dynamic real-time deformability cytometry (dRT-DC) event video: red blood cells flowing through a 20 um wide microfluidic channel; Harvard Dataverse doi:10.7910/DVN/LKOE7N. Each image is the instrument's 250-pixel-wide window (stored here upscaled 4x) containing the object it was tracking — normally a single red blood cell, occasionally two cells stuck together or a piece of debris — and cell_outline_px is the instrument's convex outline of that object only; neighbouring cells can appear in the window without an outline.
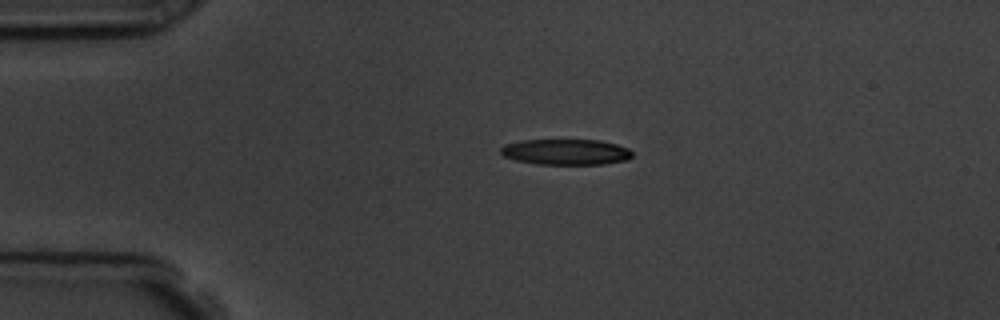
{"species": "common noctule bat (a hibernating species)", "species_latin": "Nyctalus noctula", "temperature_condition": "room temperature", "stored_images_in_passage": 2, "camera_frame_rate_fps": 3000, "um_per_image_px": 0.085, "animal": {"sex": "male", "body_mass_g": 19.5, "forearm_length_mm": 54.6}, "frame": {"image": 1, "passage_image": 1, "time_ms": 0.0, "image_size_px": [1000, 320], "cell_outline_px": [[632, 156], [624, 160], [604, 164], [536, 164], [516, 160], [504, 156], [500, 152], [500, 148], [504, 144], [520, 140], [600, 140], [616, 144], [628, 148], [632, 152]], "centroid_in_image_um": [48.07, 12.91], "position_along_channel_um": 36.9, "area_um2": 19.71}}